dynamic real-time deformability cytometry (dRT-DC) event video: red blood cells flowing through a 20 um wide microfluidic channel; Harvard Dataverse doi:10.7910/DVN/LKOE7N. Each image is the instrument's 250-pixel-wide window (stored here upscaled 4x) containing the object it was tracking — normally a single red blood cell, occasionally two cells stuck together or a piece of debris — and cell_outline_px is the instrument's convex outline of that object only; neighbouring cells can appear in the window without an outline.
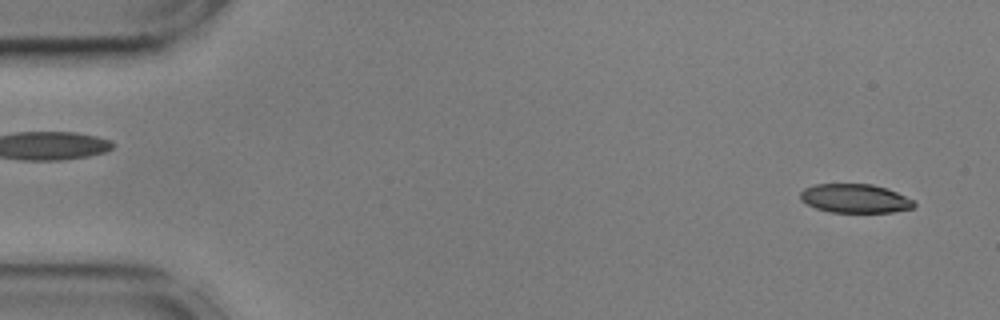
{"species": "common noctule bat (a hibernating species)", "species_latin": "Nyctalus noctula", "temperature_condition": "cold", "stored_images_in_passage": 54, "camera_frame_rate_fps": 3000, "um_per_image_px": 0.085, "animal": {"sex": "male", "body_mass_g": 17.9, "forearm_length_mm": 54.2}, "frame": {"image": 1, "passage_image": 2, "time_ms": 0.333, "image_size_px": [1000, 320], "cell_outline_px": [[916, 204], [912, 208], [892, 212], [828, 212], [816, 208], [800, 200], [800, 192], [804, 188], [816, 184], [872, 184], [896, 192], [916, 200]], "centroid_in_image_um": [72.68, 16.87], "position_along_channel_um": 12.3, "area_um2": 19.13}}
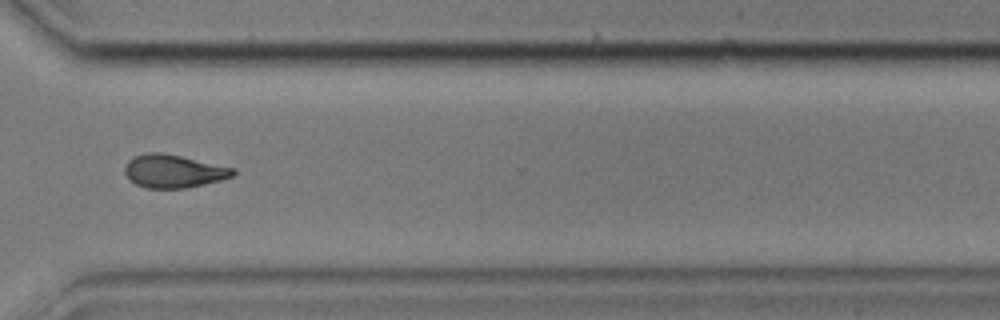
{"frame": {"image": 2, "passage_image": 40, "time_ms": 13.0, "image_size_px": [1000, 320], "cell_outline_px": [[236, 176], [204, 184], [184, 188], [144, 188], [136, 184], [124, 172], [124, 168], [128, 160], [132, 156], [148, 152], [160, 152], [180, 156], [236, 168]], "centroid_in_image_um": [14.77, 14.54], "position_along_channel_um": 355.8, "area_um2": 20.92}}
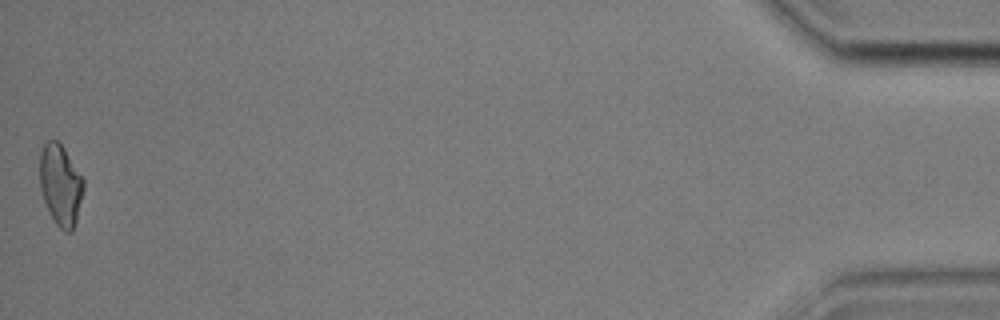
{"frame": {"image": 3, "passage_image": 54, "time_ms": 17.667, "image_size_px": [1000, 320], "cell_outline_px": [[84, 188], [76, 220], [72, 232], [64, 232], [56, 224], [48, 212], [40, 188], [40, 152], [44, 144], [48, 140], [56, 140], [64, 148], [84, 180]], "centroid_in_image_um": [5.14, 15.74], "position_along_channel_um": 430.1, "area_um2": 20.58}, "authors_computed_cell_mechanics": {"area_um2": 20.9236, "velocity_mm_per_s": 3.6116, "shape_relaxation_time_tau1_ms": 7.3369, "shape_relaxation_time_tau2_ms": 7.3459, "deformation_change_tau1": 0.1699, "deformation_change_tau2": 0.156}}